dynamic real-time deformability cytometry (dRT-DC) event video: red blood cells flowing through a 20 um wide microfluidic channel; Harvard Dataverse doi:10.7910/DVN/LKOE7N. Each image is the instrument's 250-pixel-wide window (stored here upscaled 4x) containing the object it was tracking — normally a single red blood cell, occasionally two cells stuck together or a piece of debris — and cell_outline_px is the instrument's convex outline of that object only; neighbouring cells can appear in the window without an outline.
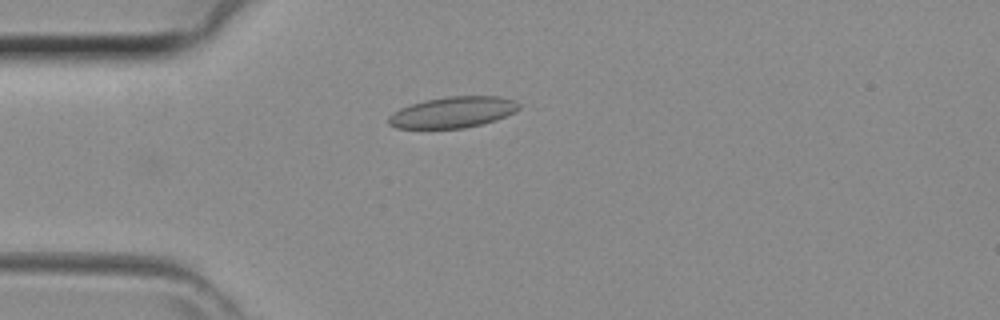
{"species": "common noctule bat (a hibernating species)", "species_latin": "Nyctalus noctula", "temperature_condition": "room temperature", "stored_images_in_passage": 19, "camera_frame_rate_fps": 3000, "um_per_image_px": 0.085, "animal": {"sex": "female", "body_mass_g": 29.2, "forearm_length_mm": 56.3}, "frame": {"image": 1, "passage_image": 9, "time_ms": 2.667, "image_size_px": [1000, 320], "cell_outline_px": [[520, 108], [516, 112], [496, 120], [464, 128], [396, 128], [388, 124], [388, 116], [400, 108], [412, 104], [428, 100], [448, 96], [500, 96], [516, 100], [520, 104]], "centroid_in_image_um": [38.53, 9.54], "position_along_channel_um": 46.5, "area_um2": 23.58}}
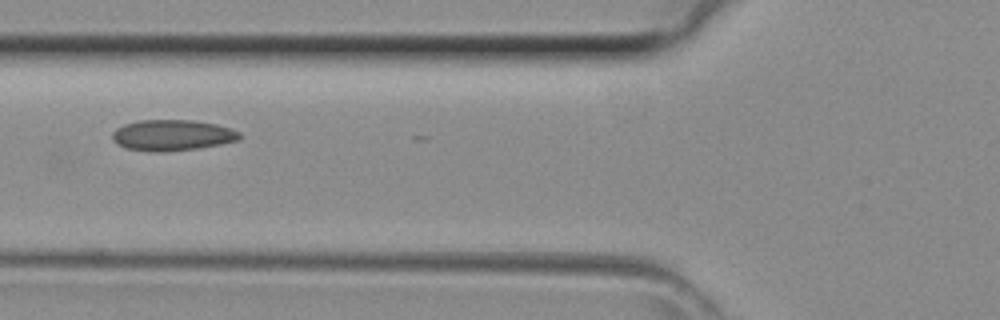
{"frame": {"image": 2, "passage_image": 14, "time_ms": 4.333, "image_size_px": [1000, 320], "cell_outline_px": [[240, 140], [220, 144], [196, 148], [164, 152], [152, 152], [124, 148], [116, 144], [112, 140], [112, 132], [116, 128], [124, 124], [140, 120], [192, 120], [216, 124], [232, 128], [240, 132]], "centroid_in_image_um": [14.61, 11.49], "position_along_channel_um": 111.2, "area_um2": 23.12}}
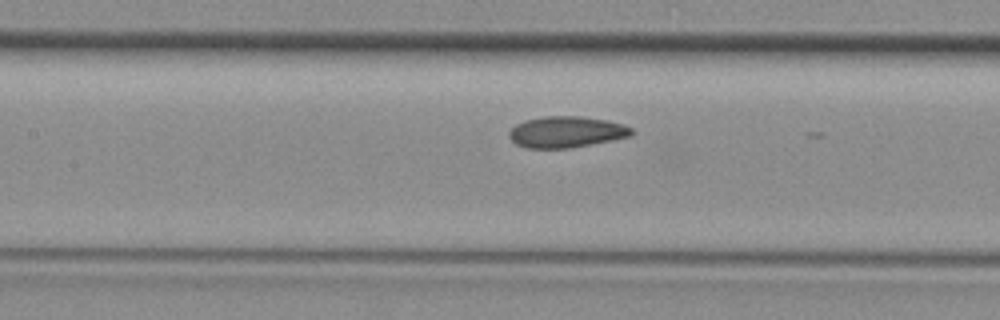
{"frame": {"image": 3, "passage_image": 17, "time_ms": 5.333, "image_size_px": [1000, 320], "cell_outline_px": [[632, 136], [568, 148], [528, 148], [516, 144], [508, 136], [508, 132], [516, 124], [524, 120], [544, 116], [580, 116], [608, 120], [624, 124], [632, 128]], "centroid_in_image_um": [48.12, 11.2], "position_along_channel_um": 159.3, "area_um2": 22.25}}